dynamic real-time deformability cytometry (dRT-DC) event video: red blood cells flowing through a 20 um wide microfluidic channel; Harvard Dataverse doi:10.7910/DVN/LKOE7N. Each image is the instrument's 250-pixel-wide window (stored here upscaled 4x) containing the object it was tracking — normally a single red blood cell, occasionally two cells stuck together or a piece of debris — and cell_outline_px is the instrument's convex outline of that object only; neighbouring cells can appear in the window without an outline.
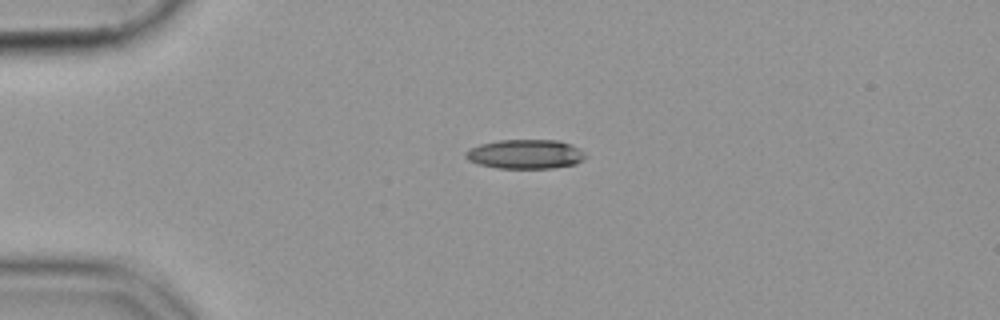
{"species": "common noctule bat (a hibernating species)", "species_latin": "Nyctalus noctula", "temperature_condition": "cold", "stored_images_in_passage": 38, "camera_frame_rate_fps": 3000, "um_per_image_px": 0.085, "animal": {"sex": "female", "body_mass_g": 19.9}, "frame": {"image": 1, "passage_image": 1, "time_ms": 0.0, "image_size_px": [1000, 320], "cell_outline_px": [[588, 156], [584, 160], [576, 164], [552, 168], [496, 168], [476, 164], [468, 160], [464, 156], [464, 152], [480, 144], [500, 140], [560, 140], [572, 144], [584, 152]], "centroid_in_image_um": [44.68, 13.1], "position_along_channel_um": 40.3, "area_um2": 20.69}}
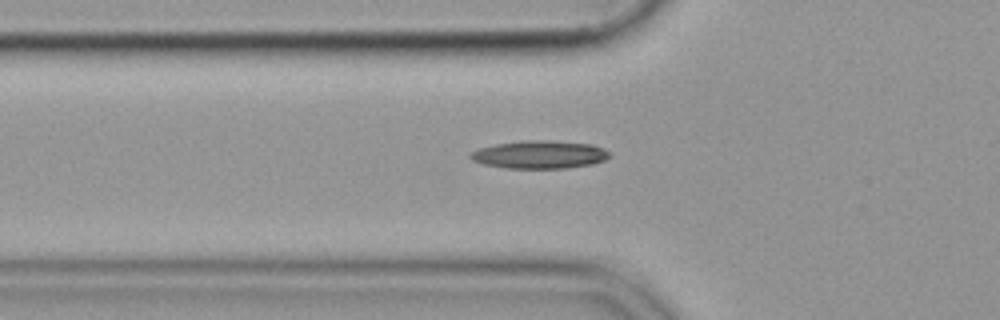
{"frame": {"image": 2, "passage_image": 7, "time_ms": 2.0, "image_size_px": [1000, 320], "cell_outline_px": [[612, 156], [604, 160], [592, 164], [568, 168], [504, 168], [484, 164], [472, 160], [468, 156], [472, 152], [480, 148], [496, 144], [524, 140], [548, 140], [592, 144], [604, 148], [612, 152]], "centroid_in_image_um": [45.92, 13.14], "position_along_channel_um": 79.9, "area_um2": 22.77}}
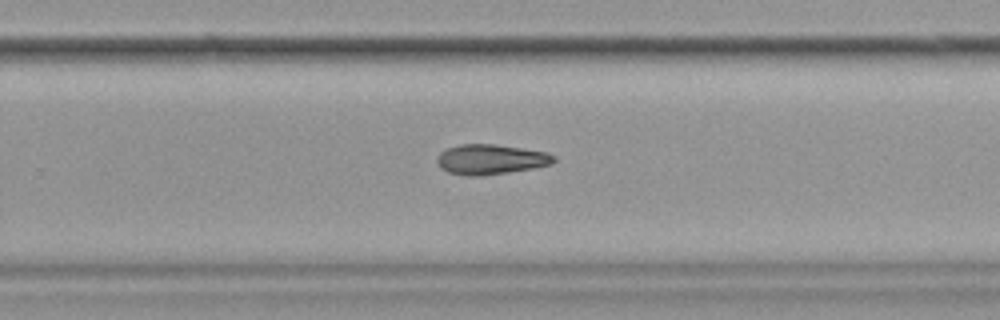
{"frame": {"image": 3, "passage_image": 24, "time_ms": 7.667, "image_size_px": [1000, 320], "cell_outline_px": [[556, 160], [552, 164], [532, 168], [508, 172], [480, 176], [476, 176], [448, 172], [440, 168], [436, 160], [436, 156], [440, 152], [448, 148], [460, 144], [496, 144], [548, 152], [556, 156]], "centroid_in_image_um": [41.72, 13.53], "position_along_channel_um": 288.1, "area_um2": 20.46}}